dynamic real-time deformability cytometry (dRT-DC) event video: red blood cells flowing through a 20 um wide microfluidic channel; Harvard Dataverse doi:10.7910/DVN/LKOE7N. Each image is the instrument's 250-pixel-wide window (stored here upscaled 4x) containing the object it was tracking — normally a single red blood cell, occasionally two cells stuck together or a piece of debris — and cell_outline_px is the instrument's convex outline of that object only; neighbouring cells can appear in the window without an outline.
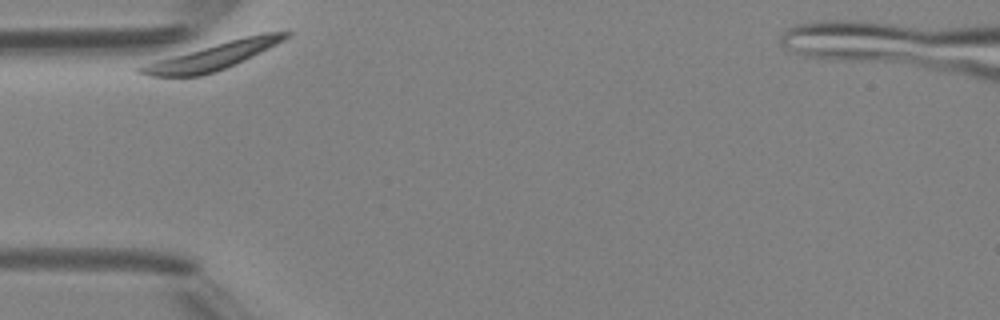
{"species": "Egyptian fruit bat (a non-hibernating species)", "species_latin": "Rousettus aegyptiacus", "temperature_condition": "room temperature", "stored_images_in_passage": 5, "camera_frame_rate_fps": 3000, "um_per_image_px": 0.085, "animal": {"sex": "female"}, "frame": {"image": 1, "passage_image": 1, "time_ms": 0.0, "image_size_px": [1000, 320], "cell_outline_px": [[292, 32], [284, 40], [244, 60], [216, 72], [200, 76], [148, 76], [136, 72], [132, 68], [156, 60], [228, 40], [244, 36], [264, 32]], "centroid_in_image_um": [18.02, 4.79], "position_along_channel_um": 67.0, "area_um2": 22.54}}
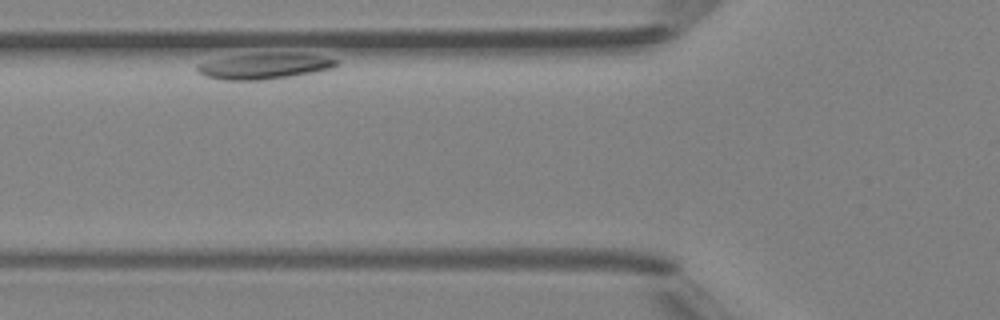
{"frame": {"image": 2, "passage_image": 2, "time_ms": 1.333, "image_size_px": [1000, 320], "cell_outline_px": [[340, 64], [336, 68], [296, 76], [268, 80], [220, 80], [204, 76], [196, 68], [196, 64], [212, 60], [232, 56], [320, 56], [340, 60]], "centroid_in_image_um": [22.49, 5.7], "position_along_channel_um": 103.3, "area_um2": 19.88}}
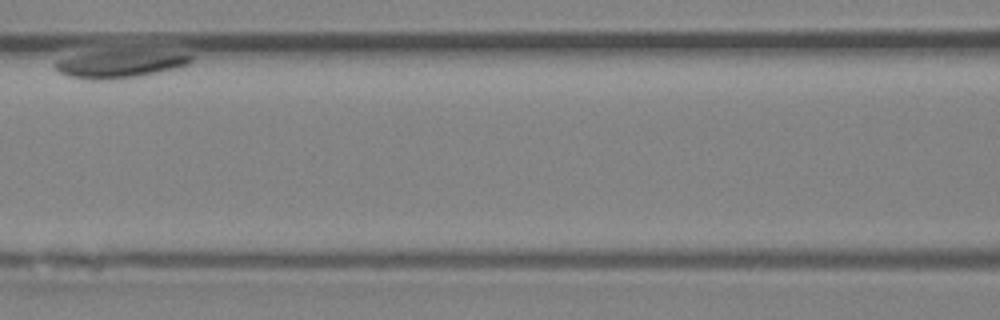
{"frame": {"image": 3, "passage_image": 4, "time_ms": 3.667, "image_size_px": [1000, 320], "cell_outline_px": [[192, 60], [188, 64], [180, 68], [144, 76], [124, 80], [84, 80], [68, 76], [60, 72], [52, 64], [56, 60], [72, 56], [92, 52], [152, 52], [192, 56]], "centroid_in_image_um": [10.13, 5.52], "position_along_channel_um": 156.5, "area_um2": 21.5}}